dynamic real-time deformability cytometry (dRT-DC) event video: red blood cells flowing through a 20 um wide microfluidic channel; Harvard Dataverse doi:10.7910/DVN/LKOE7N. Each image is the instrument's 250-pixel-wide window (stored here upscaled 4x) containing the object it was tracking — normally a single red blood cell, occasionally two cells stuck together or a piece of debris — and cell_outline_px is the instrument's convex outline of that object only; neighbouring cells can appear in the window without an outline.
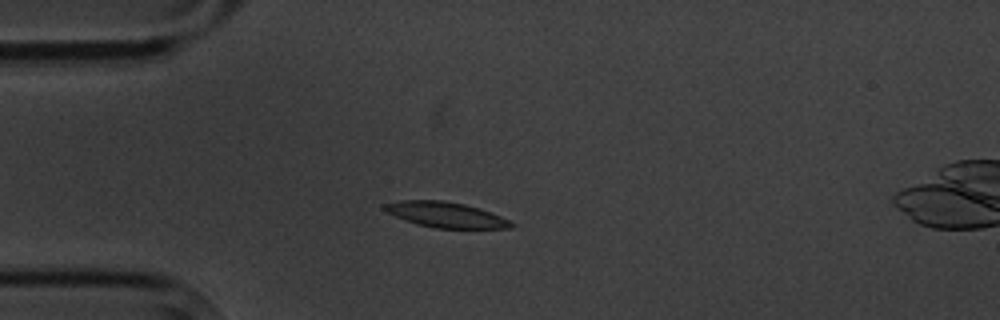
{"species": "common noctule bat (a hibernating species)", "species_latin": "Nyctalus noctula", "temperature_condition": "cold", "stored_images_in_passage": 6, "camera_frame_rate_fps": 3000, "um_per_image_px": 0.085, "animal": {"sex": "male", "body_mass_g": 20.1, "forearm_length_mm": 53.5}, "frame": {"image": 1, "passage_image": 2, "time_ms": 1.333, "image_size_px": [1000, 320], "cell_outline_px": [[516, 224], [512, 228], [436, 228], [416, 224], [404, 220], [384, 212], [380, 208], [380, 204], [404, 200], [444, 200], [464, 204], [512, 220]], "centroid_in_image_um": [37.82, 18.25], "position_along_channel_um": 47.2, "area_um2": 18.96}}
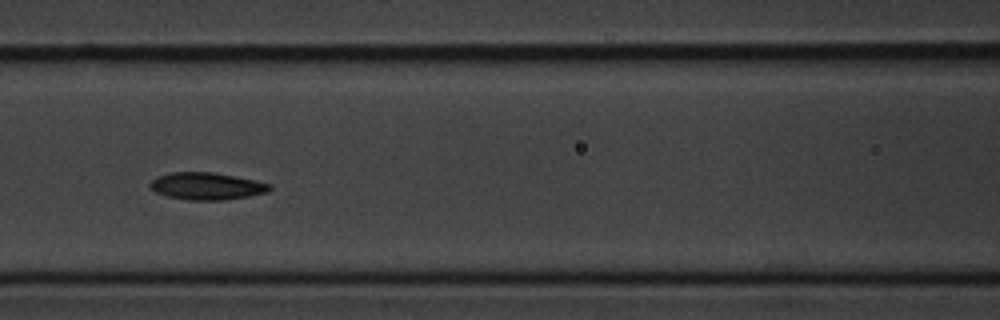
{"frame": {"image": 2, "passage_image": 5, "time_ms": 4.667, "image_size_px": [1000, 320], "cell_outline_px": [[272, 188], [268, 192], [248, 196], [224, 200], [188, 200], [168, 196], [156, 192], [148, 184], [152, 180], [160, 176], [172, 172], [212, 172], [272, 184]], "centroid_in_image_um": [17.58, 15.83], "position_along_channel_um": 149.0, "area_um2": 18.67}}
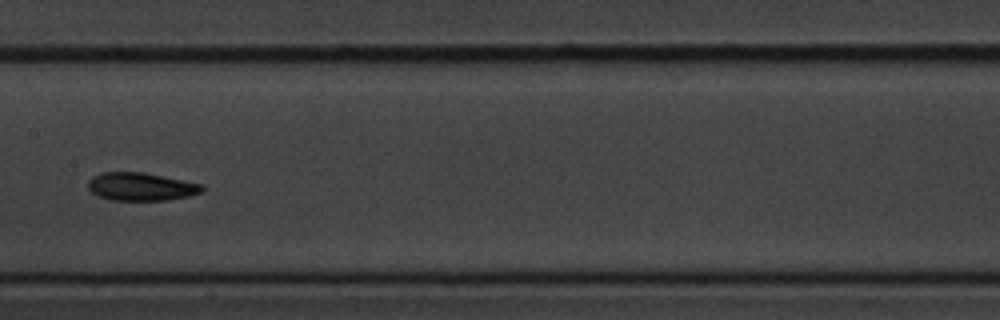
{"frame": {"image": 3, "passage_image": 6, "time_ms": 6.0, "image_size_px": [1000, 320], "cell_outline_px": [[204, 188], [200, 192], [188, 196], [168, 200], [112, 200], [96, 196], [88, 188], [88, 180], [92, 176], [100, 172], [144, 172], [204, 184]], "centroid_in_image_um": [11.96, 15.86], "position_along_channel_um": 195.4, "area_um2": 18.79}}